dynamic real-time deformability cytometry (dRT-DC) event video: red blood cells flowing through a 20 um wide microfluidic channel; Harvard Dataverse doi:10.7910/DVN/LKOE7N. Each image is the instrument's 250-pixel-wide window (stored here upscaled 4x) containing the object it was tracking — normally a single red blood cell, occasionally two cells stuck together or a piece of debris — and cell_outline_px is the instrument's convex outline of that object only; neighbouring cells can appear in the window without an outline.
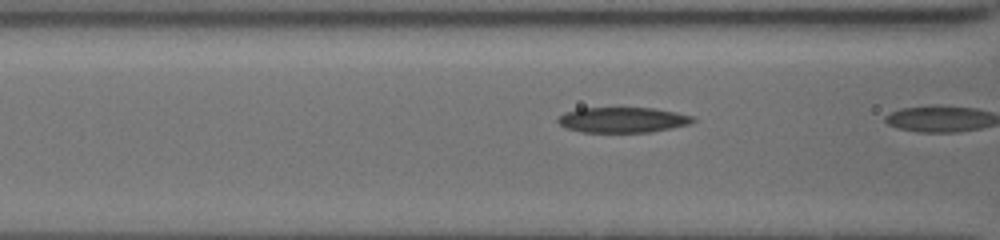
{"species": "common noctule bat (a hibernating species)", "species_latin": "Nyctalus noctula", "temperature_condition": "cold", "stored_images_in_passage": 8, "camera_frame_rate_fps": 3000, "um_per_image_px": 0.085, "animal": {"sex": "female", "body_mass_g": 19.5, "forearm_length_mm": 54.1}, "frame": {"image": 1, "passage_image": 7, "time_ms": 3.0, "image_size_px": [1000, 240], "cell_outline_px": [[696, 120], [688, 124], [648, 132], [584, 132], [568, 128], [560, 124], [556, 120], [560, 116], [568, 112], [580, 108], [652, 108], [692, 116]], "centroid_in_image_um": [52.9, 10.19], "position_along_channel_um": 113.7, "area_um2": 19.42}}